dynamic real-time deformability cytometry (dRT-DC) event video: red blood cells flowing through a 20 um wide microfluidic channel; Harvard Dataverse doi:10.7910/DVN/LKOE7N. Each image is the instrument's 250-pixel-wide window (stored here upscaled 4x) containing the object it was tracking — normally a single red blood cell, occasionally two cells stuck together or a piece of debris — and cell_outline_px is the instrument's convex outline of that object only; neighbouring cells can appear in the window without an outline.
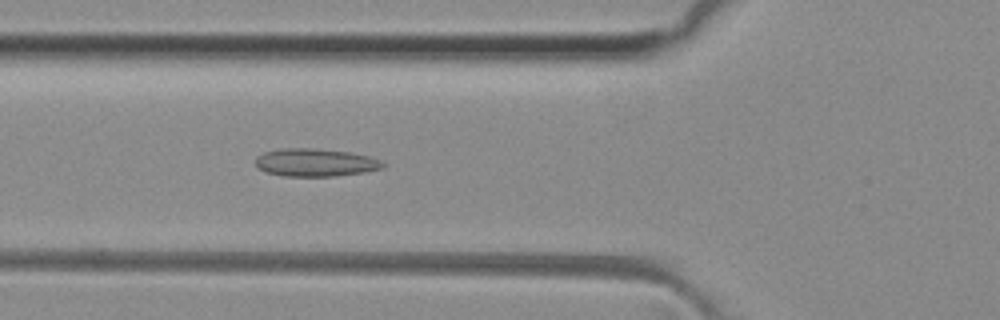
{"species": "common noctule bat (a hibernating species)", "species_latin": "Nyctalus noctula", "temperature_condition": "room temperature", "stored_images_in_passage": 50, "camera_frame_rate_fps": 3000, "um_per_image_px": 0.085, "animal": {"sex": "female", "body_mass_g": 29.2, "forearm_length_mm": 56.3}, "frame": {"image": 1, "passage_image": 18, "time_ms": 5.667, "image_size_px": [1000, 320], "cell_outline_px": [[388, 164], [384, 168], [364, 172], [336, 176], [284, 176], [268, 172], [260, 168], [256, 164], [256, 156], [264, 152], [280, 148], [316, 148], [348, 152], [368, 156], [380, 160]], "centroid_in_image_um": [26.84, 13.81], "position_along_channel_um": 99.0, "area_um2": 20.69}}
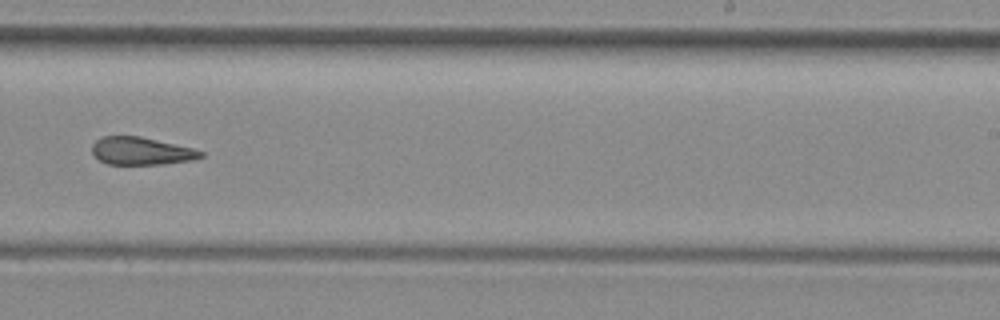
{"frame": {"image": 2, "passage_image": 31, "time_ms": 10.0, "image_size_px": [1000, 320], "cell_outline_px": [[204, 156], [192, 160], [164, 164], [108, 164], [100, 160], [92, 152], [92, 144], [96, 140], [104, 136], [140, 136], [192, 148], [204, 152]], "centroid_in_image_um": [12.01, 12.84], "position_along_channel_um": 277.0, "area_um2": 17.4}}
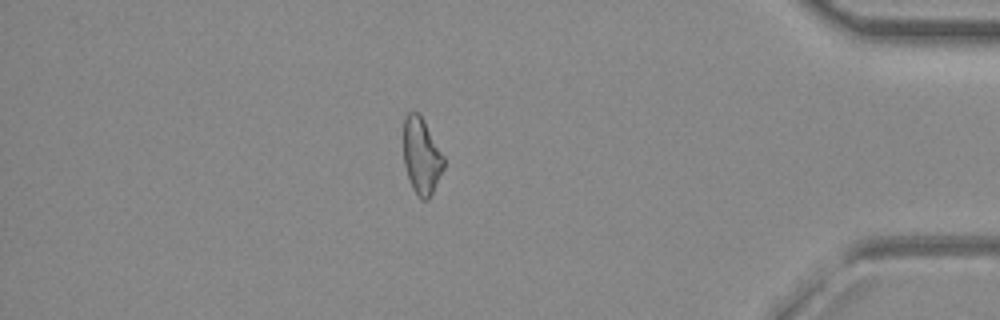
{"frame": {"image": 3, "passage_image": 43, "time_ms": 14.0, "image_size_px": [1000, 320], "cell_outline_px": [[444, 168], [428, 200], [420, 200], [412, 188], [404, 164], [404, 116], [408, 112], [416, 112], [424, 120], [444, 156]], "centroid_in_image_um": [35.82, 13.27], "position_along_channel_um": 399.4, "area_um2": 17.8}, "authors_computed_cell_mechanics": {"area_um2": 19.3052, "velocity_mm_per_s": 4.1149, "shape_relaxation_time_tau1_ms": null, "shape_relaxation_time_tau2_ms": 3.8111, "deformation_change_tau1": null, "deformation_change_tau2": 0.1368}}